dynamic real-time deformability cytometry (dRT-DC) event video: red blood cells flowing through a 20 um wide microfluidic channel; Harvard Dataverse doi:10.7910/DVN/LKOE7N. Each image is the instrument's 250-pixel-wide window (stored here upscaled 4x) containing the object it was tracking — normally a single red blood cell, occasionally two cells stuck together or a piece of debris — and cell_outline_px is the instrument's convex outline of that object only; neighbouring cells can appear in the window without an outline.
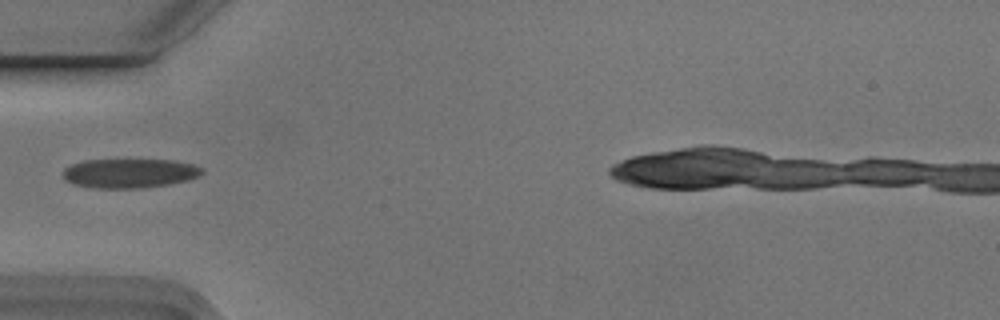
{"species": "Egyptian fruit bat (a non-hibernating species)", "species_latin": "Rousettus aegyptiacus", "temperature_condition": "cold", "stored_images_in_passage": 1, "camera_frame_rate_fps": 3000, "um_per_image_px": 0.085, "animal": {"sex": "male"}, "frame": {"image": 1, "passage_image": 1, "time_ms": 0.0, "image_size_px": [1000, 320], "cell_outline_px": [[204, 172], [188, 180], [168, 184], [140, 188], [92, 188], [72, 184], [64, 180], [64, 168], [72, 164], [84, 160], [176, 160], [192, 164], [200, 168]], "centroid_in_image_um": [10.97, 14.73], "position_along_channel_um": 74.0, "area_um2": 23.64}}